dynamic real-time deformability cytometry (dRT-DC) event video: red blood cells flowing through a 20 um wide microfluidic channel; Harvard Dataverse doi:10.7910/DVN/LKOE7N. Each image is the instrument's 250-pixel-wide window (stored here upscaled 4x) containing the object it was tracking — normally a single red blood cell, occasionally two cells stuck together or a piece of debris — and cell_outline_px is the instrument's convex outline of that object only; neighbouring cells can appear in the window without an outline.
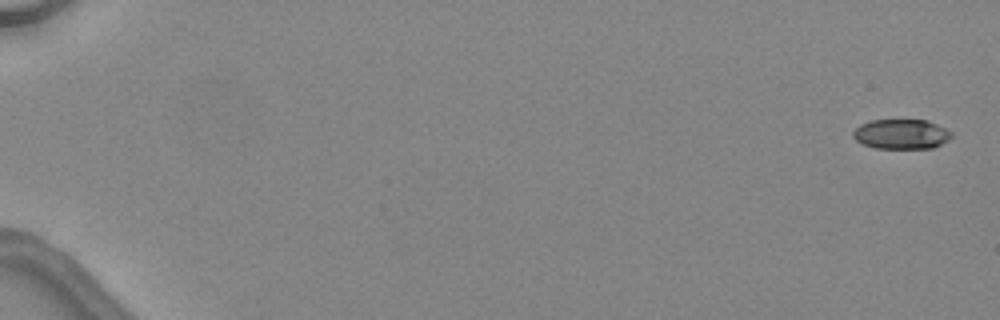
{"species": "common noctule bat (a hibernating species)", "species_latin": "Nyctalus noctula", "temperature_condition": "warm", "stored_images_in_passage": 3, "camera_frame_rate_fps": 3000, "um_per_image_px": 0.085, "animal": {"sex": "female", "body_mass_g": 24.6, "forearm_length_mm": 56.2}, "frame": {"image": 1, "passage_image": 1, "time_ms": 0.0, "image_size_px": [1000, 320], "cell_outline_px": [[952, 136], [948, 140], [932, 148], [876, 148], [864, 144], [856, 140], [852, 136], [852, 132], [860, 124], [872, 120], [928, 120], [952, 132]], "centroid_in_image_um": [76.6, 11.39], "position_along_channel_um": 8.4, "area_um2": 16.99}}